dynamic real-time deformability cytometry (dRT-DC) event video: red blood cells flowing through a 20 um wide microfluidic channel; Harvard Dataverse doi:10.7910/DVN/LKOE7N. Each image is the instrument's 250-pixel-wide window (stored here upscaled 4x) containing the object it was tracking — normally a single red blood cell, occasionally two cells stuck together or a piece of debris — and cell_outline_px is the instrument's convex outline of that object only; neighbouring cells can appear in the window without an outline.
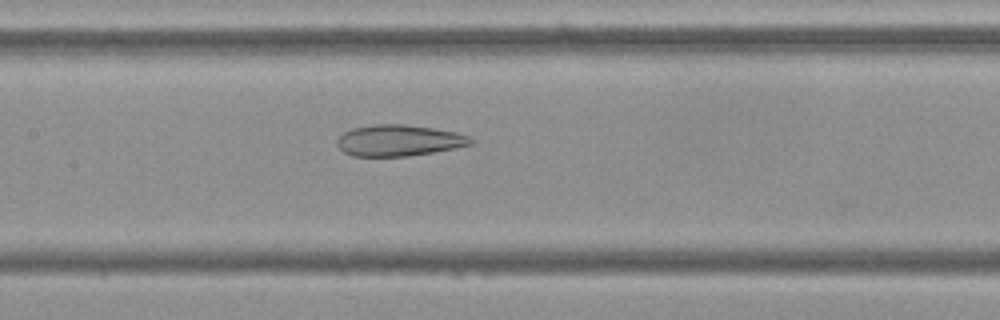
{"species": "Egyptian fruit bat (a non-hibernating species)", "species_latin": "Rousettus aegyptiacus", "temperature_condition": "cold", "stored_images_in_passage": 33, "camera_frame_rate_fps": 3000, "um_per_image_px": 0.085, "frame": {"image": 1, "passage_image": 12, "time_ms": 3.667, "image_size_px": [1000, 320], "cell_outline_px": [[472, 144], [456, 148], [408, 156], [352, 156], [344, 152], [336, 144], [336, 140], [344, 132], [352, 128], [376, 124], [404, 124], [432, 128], [456, 132], [468, 136], [472, 140]], "centroid_in_image_um": [33.88, 11.94], "position_along_channel_um": 173.5, "area_um2": 24.22}}
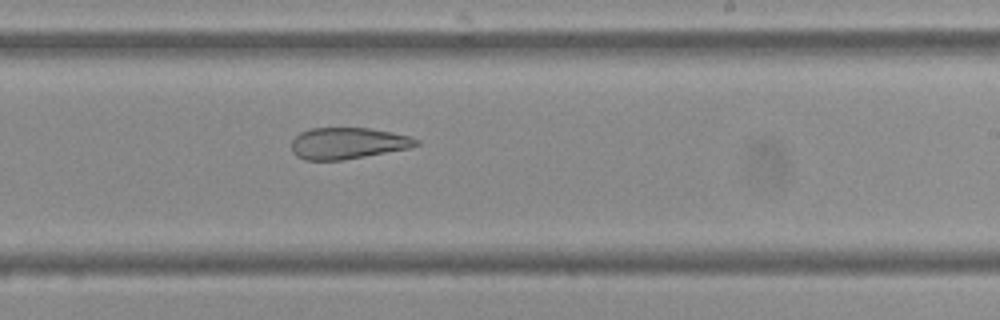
{"frame": {"image": 2, "passage_image": 19, "time_ms": 6.0, "image_size_px": [1000, 320], "cell_outline_px": [[420, 144], [408, 148], [364, 156], [340, 160], [304, 160], [296, 156], [292, 152], [292, 140], [300, 132], [308, 128], [368, 128], [392, 132], [412, 136], [420, 140]], "centroid_in_image_um": [29.55, 12.17], "position_along_channel_um": 259.4, "area_um2": 22.83}}
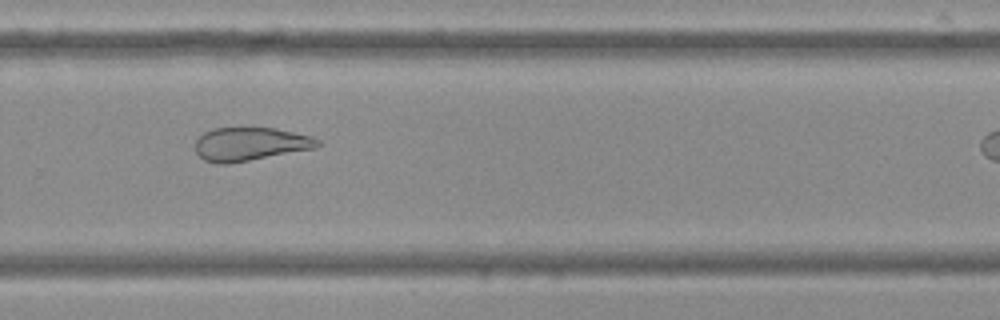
{"frame": {"image": 3, "passage_image": 23, "time_ms": 7.333, "image_size_px": [1000, 320], "cell_outline_px": [[320, 144], [316, 148], [228, 164], [216, 164], [204, 160], [196, 152], [196, 140], [204, 132], [216, 128], [276, 128], [312, 136], [320, 140]], "centroid_in_image_um": [21.28, 12.25], "position_along_channel_um": 308.5, "area_um2": 23.76}, "authors_computed_cell_mechanics": {"area_um2": 24.565, "velocity_mm_per_s": 3.6925, "shape_relaxation_time_tau1_ms": null, "shape_relaxation_time_tau2_ms": 4.4742, "deformation_change_tau1": null, "deformation_change_tau2": 0.1282}}